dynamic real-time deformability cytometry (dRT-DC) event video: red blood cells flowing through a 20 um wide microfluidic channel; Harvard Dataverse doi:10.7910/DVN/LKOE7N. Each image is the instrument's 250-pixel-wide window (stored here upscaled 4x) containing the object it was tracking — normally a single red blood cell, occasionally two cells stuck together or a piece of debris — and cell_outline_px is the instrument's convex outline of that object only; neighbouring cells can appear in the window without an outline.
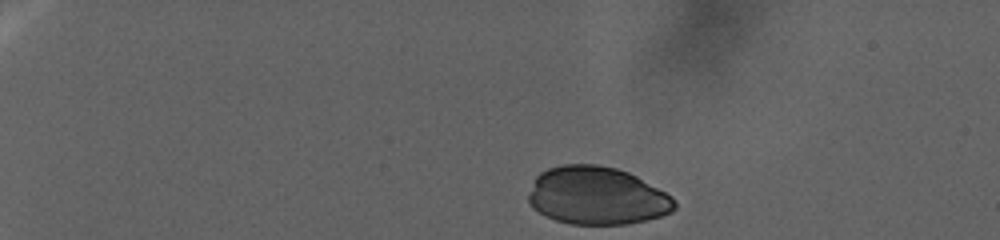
{"species": "human", "species_latin": "Homo sapiens", "temperature_condition": "warm", "stored_images_in_passage": 63, "camera_frame_rate_fps": 3000, "um_per_image_px": 0.085, "donor": {"sex": "female"}, "frame": {"image": 1, "passage_image": 1, "time_ms": 0.0, "image_size_px": [1000, 240], "cell_outline_px": [[676, 208], [672, 212], [660, 216], [628, 224], [568, 224], [544, 216], [532, 208], [528, 204], [528, 192], [536, 176], [540, 172], [548, 168], [564, 164], [596, 164], [616, 168], [628, 172], [636, 176], [672, 196], [676, 200]], "centroid_in_image_um": [50.7, 16.64], "position_along_channel_um": 34.3, "area_um2": 49.59}}
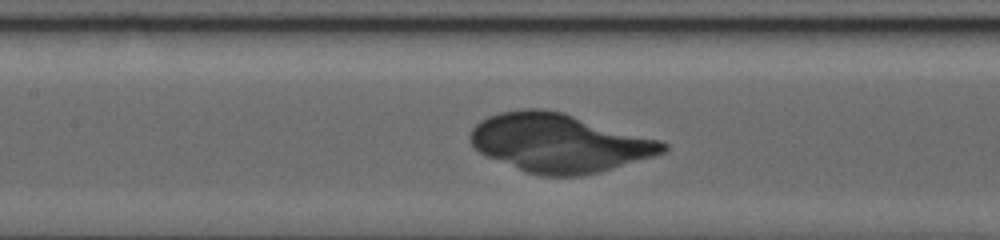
{"frame": {"image": 2, "passage_image": 36, "time_ms": 17.333, "image_size_px": [1000, 240], "cell_outline_px": [[668, 148], [664, 152], [652, 156], [600, 172], [584, 176], [544, 176], [528, 172], [484, 156], [468, 140], [468, 136], [472, 128], [480, 120], [488, 116], [500, 112], [524, 108], [540, 108], [564, 112], [660, 140], [668, 144]], "centroid_in_image_um": [47.5, 12.14], "position_along_channel_um": 159.9, "area_um2": 65.72}}
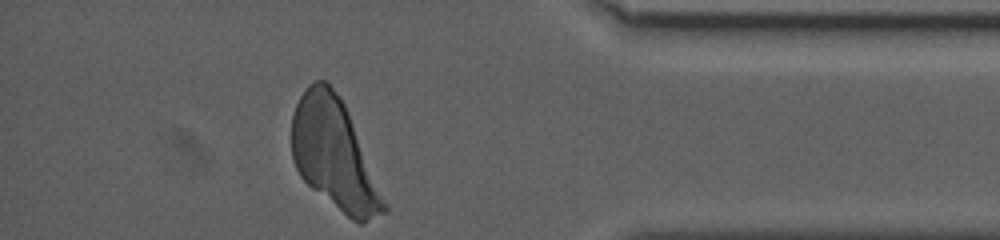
{"frame": {"image": 3, "passage_image": 63, "time_ms": 36.333, "image_size_px": [1000, 240], "cell_outline_px": [[388, 212], [360, 224], [352, 220], [312, 188], [300, 176], [292, 160], [292, 116], [296, 104], [300, 96], [308, 84], [316, 80], [324, 80], [340, 96], [348, 112], [388, 204]], "centroid_in_image_um": [28.42, 13.14], "position_along_channel_um": 406.8, "area_um2": 58.9}}